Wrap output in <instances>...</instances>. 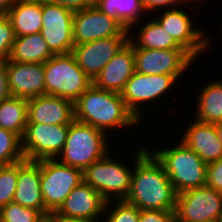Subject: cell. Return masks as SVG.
I'll return each instance as SVG.
<instances>
[{
	"label": "cell",
	"instance_id": "obj_6",
	"mask_svg": "<svg viewBox=\"0 0 222 222\" xmlns=\"http://www.w3.org/2000/svg\"><path fill=\"white\" fill-rule=\"evenodd\" d=\"M110 151L83 170V182L99 192L106 201L125 200L131 189L133 167ZM127 164V165H126ZM131 166V167H130Z\"/></svg>",
	"mask_w": 222,
	"mask_h": 222
},
{
	"label": "cell",
	"instance_id": "obj_21",
	"mask_svg": "<svg viewBox=\"0 0 222 222\" xmlns=\"http://www.w3.org/2000/svg\"><path fill=\"white\" fill-rule=\"evenodd\" d=\"M13 202L25 208L37 209L45 216V205L40 188V160L23 159L18 162V177Z\"/></svg>",
	"mask_w": 222,
	"mask_h": 222
},
{
	"label": "cell",
	"instance_id": "obj_18",
	"mask_svg": "<svg viewBox=\"0 0 222 222\" xmlns=\"http://www.w3.org/2000/svg\"><path fill=\"white\" fill-rule=\"evenodd\" d=\"M106 202L99 192L82 182L72 190L54 213L79 219H103Z\"/></svg>",
	"mask_w": 222,
	"mask_h": 222
},
{
	"label": "cell",
	"instance_id": "obj_37",
	"mask_svg": "<svg viewBox=\"0 0 222 222\" xmlns=\"http://www.w3.org/2000/svg\"><path fill=\"white\" fill-rule=\"evenodd\" d=\"M73 11L94 5V0H49Z\"/></svg>",
	"mask_w": 222,
	"mask_h": 222
},
{
	"label": "cell",
	"instance_id": "obj_3",
	"mask_svg": "<svg viewBox=\"0 0 222 222\" xmlns=\"http://www.w3.org/2000/svg\"><path fill=\"white\" fill-rule=\"evenodd\" d=\"M176 140L180 142L174 143L173 147L147 149L161 163L177 194L205 186L207 164L184 142Z\"/></svg>",
	"mask_w": 222,
	"mask_h": 222
},
{
	"label": "cell",
	"instance_id": "obj_28",
	"mask_svg": "<svg viewBox=\"0 0 222 222\" xmlns=\"http://www.w3.org/2000/svg\"><path fill=\"white\" fill-rule=\"evenodd\" d=\"M23 159L21 138L12 131L0 128V166L11 165Z\"/></svg>",
	"mask_w": 222,
	"mask_h": 222
},
{
	"label": "cell",
	"instance_id": "obj_34",
	"mask_svg": "<svg viewBox=\"0 0 222 222\" xmlns=\"http://www.w3.org/2000/svg\"><path fill=\"white\" fill-rule=\"evenodd\" d=\"M139 222H176L175 210H140Z\"/></svg>",
	"mask_w": 222,
	"mask_h": 222
},
{
	"label": "cell",
	"instance_id": "obj_9",
	"mask_svg": "<svg viewBox=\"0 0 222 222\" xmlns=\"http://www.w3.org/2000/svg\"><path fill=\"white\" fill-rule=\"evenodd\" d=\"M180 7L183 6L161 9V12L156 11L157 16L154 13V17H156L154 19L168 34H171L182 48L188 51L196 60H199L200 55L202 56L207 52L212 38L205 34L206 31L203 32L202 29L193 26L195 24L191 15H188V12Z\"/></svg>",
	"mask_w": 222,
	"mask_h": 222
},
{
	"label": "cell",
	"instance_id": "obj_42",
	"mask_svg": "<svg viewBox=\"0 0 222 222\" xmlns=\"http://www.w3.org/2000/svg\"><path fill=\"white\" fill-rule=\"evenodd\" d=\"M197 222H218L217 220L197 221Z\"/></svg>",
	"mask_w": 222,
	"mask_h": 222
},
{
	"label": "cell",
	"instance_id": "obj_13",
	"mask_svg": "<svg viewBox=\"0 0 222 222\" xmlns=\"http://www.w3.org/2000/svg\"><path fill=\"white\" fill-rule=\"evenodd\" d=\"M134 49L135 71L147 75H185L191 64L197 61L185 49H144L136 47L128 41Z\"/></svg>",
	"mask_w": 222,
	"mask_h": 222
},
{
	"label": "cell",
	"instance_id": "obj_11",
	"mask_svg": "<svg viewBox=\"0 0 222 222\" xmlns=\"http://www.w3.org/2000/svg\"><path fill=\"white\" fill-rule=\"evenodd\" d=\"M74 12L52 1H42L40 34L53 54H66L73 51Z\"/></svg>",
	"mask_w": 222,
	"mask_h": 222
},
{
	"label": "cell",
	"instance_id": "obj_7",
	"mask_svg": "<svg viewBox=\"0 0 222 222\" xmlns=\"http://www.w3.org/2000/svg\"><path fill=\"white\" fill-rule=\"evenodd\" d=\"M83 182V170L59 162L40 160V188L45 217L56 212L72 190Z\"/></svg>",
	"mask_w": 222,
	"mask_h": 222
},
{
	"label": "cell",
	"instance_id": "obj_2",
	"mask_svg": "<svg viewBox=\"0 0 222 222\" xmlns=\"http://www.w3.org/2000/svg\"><path fill=\"white\" fill-rule=\"evenodd\" d=\"M74 120L100 129L108 136L113 130L134 129L141 125L121 94L99 89L93 84L74 102Z\"/></svg>",
	"mask_w": 222,
	"mask_h": 222
},
{
	"label": "cell",
	"instance_id": "obj_38",
	"mask_svg": "<svg viewBox=\"0 0 222 222\" xmlns=\"http://www.w3.org/2000/svg\"><path fill=\"white\" fill-rule=\"evenodd\" d=\"M48 218L51 220V222H103L102 219H79L72 217H63L55 213H50L48 215Z\"/></svg>",
	"mask_w": 222,
	"mask_h": 222
},
{
	"label": "cell",
	"instance_id": "obj_23",
	"mask_svg": "<svg viewBox=\"0 0 222 222\" xmlns=\"http://www.w3.org/2000/svg\"><path fill=\"white\" fill-rule=\"evenodd\" d=\"M136 23L129 29V40L138 48L144 49H184L182 48L164 28L152 18L151 21ZM137 29V35L132 37L131 31Z\"/></svg>",
	"mask_w": 222,
	"mask_h": 222
},
{
	"label": "cell",
	"instance_id": "obj_8",
	"mask_svg": "<svg viewBox=\"0 0 222 222\" xmlns=\"http://www.w3.org/2000/svg\"><path fill=\"white\" fill-rule=\"evenodd\" d=\"M183 75H147L134 72L130 79L126 82L122 90L121 97L125 101L127 108L135 115V117L142 123L144 117L143 107L147 102H154L156 104L159 99L162 100L163 96L167 94L176 82L181 81ZM162 97V98H161ZM156 101V102H155ZM142 104V106H141ZM142 109V110H141ZM144 109V110H143Z\"/></svg>",
	"mask_w": 222,
	"mask_h": 222
},
{
	"label": "cell",
	"instance_id": "obj_15",
	"mask_svg": "<svg viewBox=\"0 0 222 222\" xmlns=\"http://www.w3.org/2000/svg\"><path fill=\"white\" fill-rule=\"evenodd\" d=\"M128 41L129 35L98 39L74 45L72 53L78 66L93 80Z\"/></svg>",
	"mask_w": 222,
	"mask_h": 222
},
{
	"label": "cell",
	"instance_id": "obj_40",
	"mask_svg": "<svg viewBox=\"0 0 222 222\" xmlns=\"http://www.w3.org/2000/svg\"><path fill=\"white\" fill-rule=\"evenodd\" d=\"M215 126H216V131H217L218 138L222 143V121L217 122L215 124Z\"/></svg>",
	"mask_w": 222,
	"mask_h": 222
},
{
	"label": "cell",
	"instance_id": "obj_29",
	"mask_svg": "<svg viewBox=\"0 0 222 222\" xmlns=\"http://www.w3.org/2000/svg\"><path fill=\"white\" fill-rule=\"evenodd\" d=\"M103 217V222H139L140 209L126 200L107 201Z\"/></svg>",
	"mask_w": 222,
	"mask_h": 222
},
{
	"label": "cell",
	"instance_id": "obj_44",
	"mask_svg": "<svg viewBox=\"0 0 222 222\" xmlns=\"http://www.w3.org/2000/svg\"><path fill=\"white\" fill-rule=\"evenodd\" d=\"M42 222H51V220L49 218H46L44 221Z\"/></svg>",
	"mask_w": 222,
	"mask_h": 222
},
{
	"label": "cell",
	"instance_id": "obj_24",
	"mask_svg": "<svg viewBox=\"0 0 222 222\" xmlns=\"http://www.w3.org/2000/svg\"><path fill=\"white\" fill-rule=\"evenodd\" d=\"M207 83L195 94L198 97L193 115L200 122L216 124L222 121V80Z\"/></svg>",
	"mask_w": 222,
	"mask_h": 222
},
{
	"label": "cell",
	"instance_id": "obj_25",
	"mask_svg": "<svg viewBox=\"0 0 222 222\" xmlns=\"http://www.w3.org/2000/svg\"><path fill=\"white\" fill-rule=\"evenodd\" d=\"M54 54L40 33L16 37L9 55L10 61L45 63Z\"/></svg>",
	"mask_w": 222,
	"mask_h": 222
},
{
	"label": "cell",
	"instance_id": "obj_39",
	"mask_svg": "<svg viewBox=\"0 0 222 222\" xmlns=\"http://www.w3.org/2000/svg\"><path fill=\"white\" fill-rule=\"evenodd\" d=\"M17 0H0V15H7Z\"/></svg>",
	"mask_w": 222,
	"mask_h": 222
},
{
	"label": "cell",
	"instance_id": "obj_43",
	"mask_svg": "<svg viewBox=\"0 0 222 222\" xmlns=\"http://www.w3.org/2000/svg\"><path fill=\"white\" fill-rule=\"evenodd\" d=\"M217 221H218V222H222V214L219 216V218H218Z\"/></svg>",
	"mask_w": 222,
	"mask_h": 222
},
{
	"label": "cell",
	"instance_id": "obj_16",
	"mask_svg": "<svg viewBox=\"0 0 222 222\" xmlns=\"http://www.w3.org/2000/svg\"><path fill=\"white\" fill-rule=\"evenodd\" d=\"M9 90L13 97L30 99L45 95L43 63L6 61Z\"/></svg>",
	"mask_w": 222,
	"mask_h": 222
},
{
	"label": "cell",
	"instance_id": "obj_36",
	"mask_svg": "<svg viewBox=\"0 0 222 222\" xmlns=\"http://www.w3.org/2000/svg\"><path fill=\"white\" fill-rule=\"evenodd\" d=\"M12 95L9 90L8 72L6 70V62L0 63V103L10 98Z\"/></svg>",
	"mask_w": 222,
	"mask_h": 222
},
{
	"label": "cell",
	"instance_id": "obj_17",
	"mask_svg": "<svg viewBox=\"0 0 222 222\" xmlns=\"http://www.w3.org/2000/svg\"><path fill=\"white\" fill-rule=\"evenodd\" d=\"M74 120V103L52 95L27 99V123L69 125Z\"/></svg>",
	"mask_w": 222,
	"mask_h": 222
},
{
	"label": "cell",
	"instance_id": "obj_10",
	"mask_svg": "<svg viewBox=\"0 0 222 222\" xmlns=\"http://www.w3.org/2000/svg\"><path fill=\"white\" fill-rule=\"evenodd\" d=\"M69 125L27 123L21 148L28 161L56 159L67 138Z\"/></svg>",
	"mask_w": 222,
	"mask_h": 222
},
{
	"label": "cell",
	"instance_id": "obj_35",
	"mask_svg": "<svg viewBox=\"0 0 222 222\" xmlns=\"http://www.w3.org/2000/svg\"><path fill=\"white\" fill-rule=\"evenodd\" d=\"M142 1V5L143 8L147 12V14L149 12H156V10L160 11V9L162 8V10L166 9H170V8H174L177 7L179 5H187L188 2H186L185 0H141Z\"/></svg>",
	"mask_w": 222,
	"mask_h": 222
},
{
	"label": "cell",
	"instance_id": "obj_41",
	"mask_svg": "<svg viewBox=\"0 0 222 222\" xmlns=\"http://www.w3.org/2000/svg\"><path fill=\"white\" fill-rule=\"evenodd\" d=\"M185 1L188 2V3H190V2L193 3L194 2V4H195V2L200 1V4H201V3H203L202 1H205V0H197V1L196 0H185Z\"/></svg>",
	"mask_w": 222,
	"mask_h": 222
},
{
	"label": "cell",
	"instance_id": "obj_26",
	"mask_svg": "<svg viewBox=\"0 0 222 222\" xmlns=\"http://www.w3.org/2000/svg\"><path fill=\"white\" fill-rule=\"evenodd\" d=\"M94 5L128 31L147 14L141 0H94Z\"/></svg>",
	"mask_w": 222,
	"mask_h": 222
},
{
	"label": "cell",
	"instance_id": "obj_19",
	"mask_svg": "<svg viewBox=\"0 0 222 222\" xmlns=\"http://www.w3.org/2000/svg\"><path fill=\"white\" fill-rule=\"evenodd\" d=\"M134 72V49L127 42L92 80V84L99 89L120 94Z\"/></svg>",
	"mask_w": 222,
	"mask_h": 222
},
{
	"label": "cell",
	"instance_id": "obj_1",
	"mask_svg": "<svg viewBox=\"0 0 222 222\" xmlns=\"http://www.w3.org/2000/svg\"><path fill=\"white\" fill-rule=\"evenodd\" d=\"M140 145L133 154L131 189L125 200L140 210H175L177 193L169 177L147 146Z\"/></svg>",
	"mask_w": 222,
	"mask_h": 222
},
{
	"label": "cell",
	"instance_id": "obj_14",
	"mask_svg": "<svg viewBox=\"0 0 222 222\" xmlns=\"http://www.w3.org/2000/svg\"><path fill=\"white\" fill-rule=\"evenodd\" d=\"M118 35H129V31L117 20L100 11L95 5L74 12V45Z\"/></svg>",
	"mask_w": 222,
	"mask_h": 222
},
{
	"label": "cell",
	"instance_id": "obj_12",
	"mask_svg": "<svg viewBox=\"0 0 222 222\" xmlns=\"http://www.w3.org/2000/svg\"><path fill=\"white\" fill-rule=\"evenodd\" d=\"M222 214V193L205 185L177 194L176 222L218 220Z\"/></svg>",
	"mask_w": 222,
	"mask_h": 222
},
{
	"label": "cell",
	"instance_id": "obj_5",
	"mask_svg": "<svg viewBox=\"0 0 222 222\" xmlns=\"http://www.w3.org/2000/svg\"><path fill=\"white\" fill-rule=\"evenodd\" d=\"M45 94L73 103L92 85V80L78 66L72 52L54 54L43 63Z\"/></svg>",
	"mask_w": 222,
	"mask_h": 222
},
{
	"label": "cell",
	"instance_id": "obj_30",
	"mask_svg": "<svg viewBox=\"0 0 222 222\" xmlns=\"http://www.w3.org/2000/svg\"><path fill=\"white\" fill-rule=\"evenodd\" d=\"M46 217L37 209L10 202L0 208V222H42Z\"/></svg>",
	"mask_w": 222,
	"mask_h": 222
},
{
	"label": "cell",
	"instance_id": "obj_22",
	"mask_svg": "<svg viewBox=\"0 0 222 222\" xmlns=\"http://www.w3.org/2000/svg\"><path fill=\"white\" fill-rule=\"evenodd\" d=\"M16 37L40 33L42 29V1L17 0L6 15Z\"/></svg>",
	"mask_w": 222,
	"mask_h": 222
},
{
	"label": "cell",
	"instance_id": "obj_32",
	"mask_svg": "<svg viewBox=\"0 0 222 222\" xmlns=\"http://www.w3.org/2000/svg\"><path fill=\"white\" fill-rule=\"evenodd\" d=\"M15 39L11 20L6 15H0V63L8 61Z\"/></svg>",
	"mask_w": 222,
	"mask_h": 222
},
{
	"label": "cell",
	"instance_id": "obj_33",
	"mask_svg": "<svg viewBox=\"0 0 222 222\" xmlns=\"http://www.w3.org/2000/svg\"><path fill=\"white\" fill-rule=\"evenodd\" d=\"M206 185L222 193V158L207 164Z\"/></svg>",
	"mask_w": 222,
	"mask_h": 222
},
{
	"label": "cell",
	"instance_id": "obj_20",
	"mask_svg": "<svg viewBox=\"0 0 222 222\" xmlns=\"http://www.w3.org/2000/svg\"><path fill=\"white\" fill-rule=\"evenodd\" d=\"M186 129L180 140L206 163H211L222 158V143L218 138L216 126L204 123L193 118V123Z\"/></svg>",
	"mask_w": 222,
	"mask_h": 222
},
{
	"label": "cell",
	"instance_id": "obj_27",
	"mask_svg": "<svg viewBox=\"0 0 222 222\" xmlns=\"http://www.w3.org/2000/svg\"><path fill=\"white\" fill-rule=\"evenodd\" d=\"M27 125V99L13 97L0 103V128L23 137Z\"/></svg>",
	"mask_w": 222,
	"mask_h": 222
},
{
	"label": "cell",
	"instance_id": "obj_4",
	"mask_svg": "<svg viewBox=\"0 0 222 222\" xmlns=\"http://www.w3.org/2000/svg\"><path fill=\"white\" fill-rule=\"evenodd\" d=\"M108 138L102 130L73 120L69 124L65 145L56 159L65 165L84 170L112 151Z\"/></svg>",
	"mask_w": 222,
	"mask_h": 222
},
{
	"label": "cell",
	"instance_id": "obj_31",
	"mask_svg": "<svg viewBox=\"0 0 222 222\" xmlns=\"http://www.w3.org/2000/svg\"><path fill=\"white\" fill-rule=\"evenodd\" d=\"M18 177V162L0 166V208L13 202Z\"/></svg>",
	"mask_w": 222,
	"mask_h": 222
}]
</instances>
